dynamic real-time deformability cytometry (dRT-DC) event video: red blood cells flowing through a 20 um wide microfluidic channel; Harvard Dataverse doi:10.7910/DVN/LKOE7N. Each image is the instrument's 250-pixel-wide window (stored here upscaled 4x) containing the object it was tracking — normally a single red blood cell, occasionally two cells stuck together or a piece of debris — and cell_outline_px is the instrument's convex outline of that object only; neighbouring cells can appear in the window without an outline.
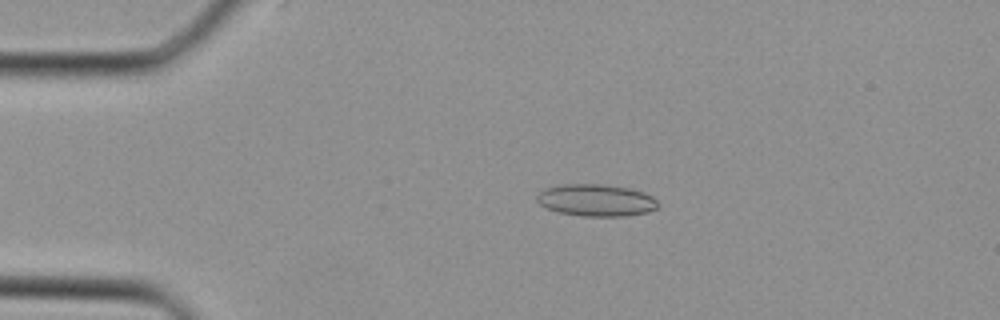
{"species": "Egyptian fruit bat (a non-hibernating species)", "species_latin": "Rousettus aegyptiacus", "temperature_condition": "cold", "stored_images_in_passage": 33, "camera_frame_rate_fps": 3000, "um_per_image_px": 0.085, "animal": {"sex": "female"}, "frame": {"image": 1, "passage_image": 2, "time_ms": 0.333, "image_size_px": [1000, 320], "cell_outline_px": [[660, 204], [656, 208], [648, 212], [628, 216], [580, 216], [556, 212], [540, 204], [536, 200], [536, 196], [544, 188], [560, 184], [600, 184], [628, 188], [644, 192], [652, 196]], "centroid_in_image_um": [50.66, 17.02], "position_along_channel_um": 34.3, "area_um2": 22.77}}
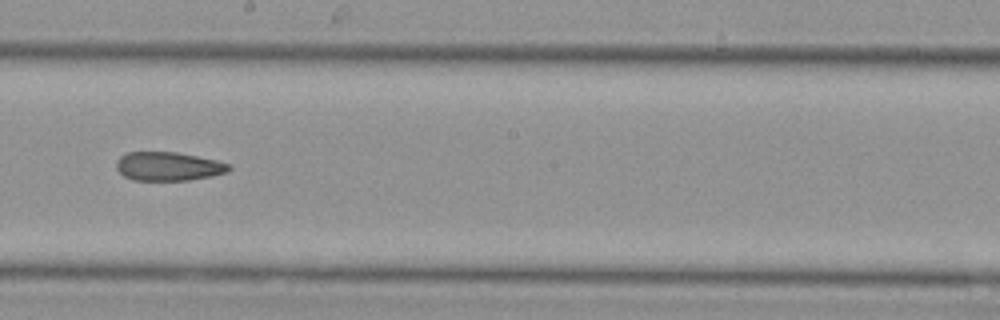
{"frame": {"image": 2, "passage_image": 16, "time_ms": 5.0, "image_size_px": [1000, 320], "cell_outline_px": [[232, 168], [228, 172], [212, 176], [188, 180], [132, 180], [124, 176], [116, 168], [116, 160], [120, 156], [128, 152], [176, 152], [216, 160], [232, 164]], "centroid_in_image_um": [14.32, 14.14], "position_along_channel_um": 233.9, "area_um2": 18.96}}
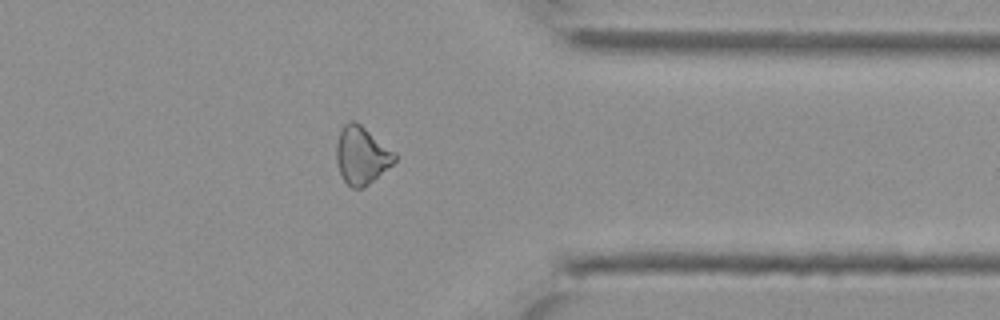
{"frame": {"image": 3, "passage_image": 25, "time_ms": 8.0, "image_size_px": [1000, 320], "cell_outline_px": [[396, 160], [392, 164], [364, 188], [352, 188], [344, 180], [340, 172], [336, 160], [336, 144], [340, 132], [344, 124], [348, 120], [352, 120], [360, 124], [396, 152]], "centroid_in_image_um": [30.73, 13.19], "position_along_channel_um": 380.7, "area_um2": 19.48}}